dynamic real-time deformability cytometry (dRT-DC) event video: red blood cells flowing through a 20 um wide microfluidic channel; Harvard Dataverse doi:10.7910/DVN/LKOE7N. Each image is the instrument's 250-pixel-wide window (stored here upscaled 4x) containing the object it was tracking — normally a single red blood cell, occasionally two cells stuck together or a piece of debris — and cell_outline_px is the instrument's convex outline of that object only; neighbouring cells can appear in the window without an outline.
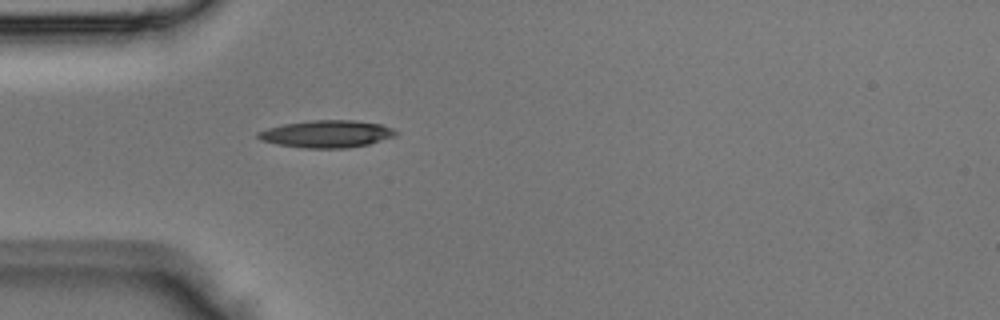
{"species": "Egyptian fruit bat (a non-hibernating species)", "species_latin": "Rousettus aegyptiacus", "temperature_condition": "room temperature", "stored_images_in_passage": 2, "camera_frame_rate_fps": 3000, "um_per_image_px": 0.085, "animal": {"sex": "male"}, "frame": {"image": 1, "passage_image": 2, "time_ms": 0.333, "image_size_px": [1000, 320], "cell_outline_px": [[396, 136], [368, 144], [344, 148], [304, 148], [280, 144], [260, 140], [256, 136], [256, 132], [268, 128], [284, 124], [312, 120], [352, 120], [380, 124], [392, 128], [396, 132]], "centroid_in_image_um": [27.75, 11.38], "position_along_channel_um": 57.2, "area_um2": 21.68}}